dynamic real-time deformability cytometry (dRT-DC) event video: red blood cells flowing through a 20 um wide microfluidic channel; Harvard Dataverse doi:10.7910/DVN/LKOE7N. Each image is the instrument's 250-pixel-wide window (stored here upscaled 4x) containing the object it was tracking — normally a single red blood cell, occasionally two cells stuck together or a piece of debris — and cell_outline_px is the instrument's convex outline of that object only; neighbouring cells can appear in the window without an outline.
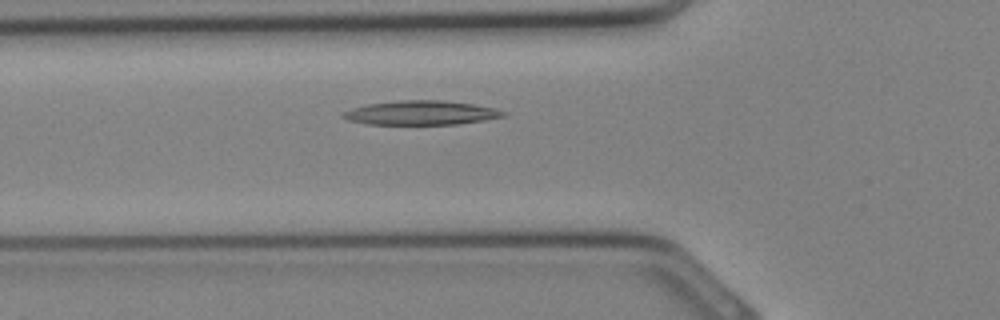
{"species": "Egyptian fruit bat (a non-hibernating species)", "species_latin": "Rousettus aegyptiacus", "temperature_condition": "cold", "stored_images_in_passage": 24, "segment_of_instrument_passage": [1, 2], "camera_frame_rate_fps": 3000, "um_per_image_px": 0.085, "animal": {"sex": "female"}, "frame": {"image": 1, "passage_image": 4, "time_ms": 1.0, "image_size_px": [1000, 320], "cell_outline_px": [[508, 112], [504, 116], [484, 120], [456, 124], [368, 124], [348, 120], [340, 116], [344, 112], [352, 108], [368, 104], [400, 100], [444, 100], [476, 104]], "centroid_in_image_um": [35.8, 9.58], "position_along_channel_um": 90.0, "area_um2": 22.48}}
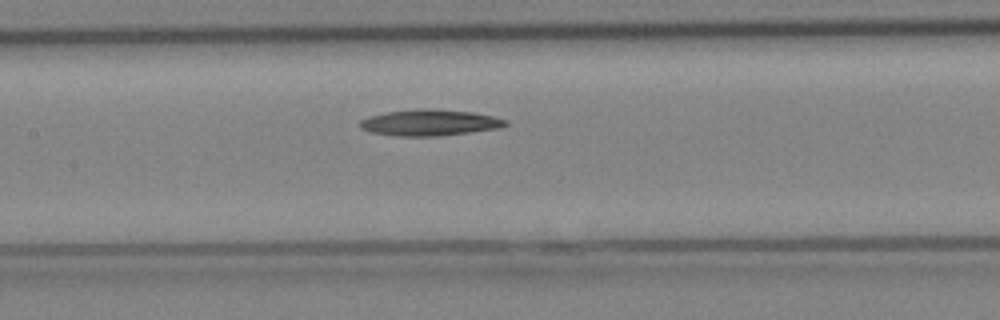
{"frame": {"image": 2, "passage_image": 8, "time_ms": 2.333, "image_size_px": [1000, 320], "cell_outline_px": [[508, 124], [500, 128], [436, 136], [400, 136], [372, 132], [360, 128], [360, 120], [368, 116], [384, 112], [428, 108], [432, 108], [472, 112], [492, 116], [508, 120]], "centroid_in_image_um": [36.52, 10.41], "position_along_channel_um": 170.9, "area_um2": 22.08}}
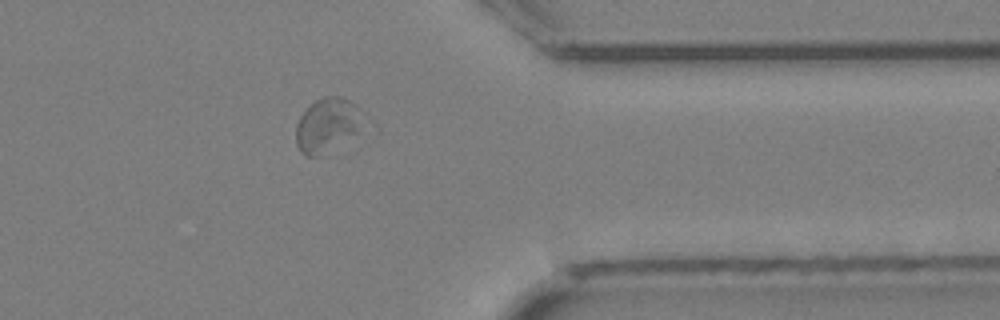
{"frame": {"image": 3, "passage_image": 19, "time_ms": 6.0, "image_size_px": [1000, 320], "cell_outline_px": [[372, 120], [360, 132], [316, 156], [308, 156], [300, 152], [296, 144], [296, 124], [300, 116], [316, 100], [324, 96], [340, 96], [356, 104]], "centroid_in_image_um": [27.94, 10.59], "position_along_channel_um": 383.5, "area_um2": 21.68}}